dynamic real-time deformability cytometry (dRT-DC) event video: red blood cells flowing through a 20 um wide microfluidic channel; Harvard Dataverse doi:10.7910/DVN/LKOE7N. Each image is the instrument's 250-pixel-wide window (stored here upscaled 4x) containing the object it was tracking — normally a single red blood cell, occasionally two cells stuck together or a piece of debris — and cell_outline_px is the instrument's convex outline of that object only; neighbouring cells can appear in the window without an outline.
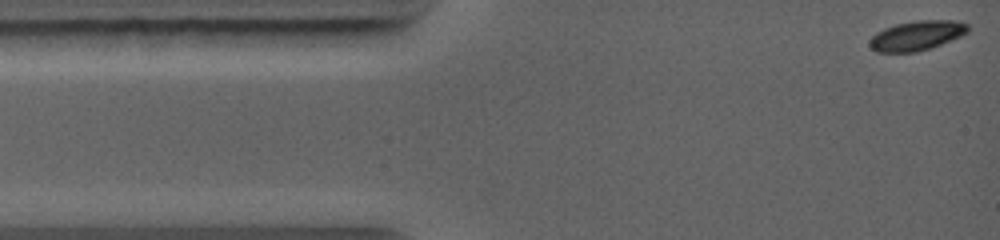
{"species": "common noctule bat (a hibernating species)", "species_latin": "Nyctalus noctula", "temperature_condition": "warm", "stored_images_in_passage": 38, "camera_frame_rate_fps": 5000, "um_per_image_px": 0.085, "animal": {"sex": "female", "body_mass_g": 19.0, "forearm_length_mm": 56.7}, "frame": {"image": 1, "passage_image": 1, "time_ms": 0.0, "image_size_px": [1000, 240], "cell_outline_px": [[968, 32], [960, 36], [932, 48], [916, 52], [876, 52], [868, 44], [868, 40], [876, 32], [884, 28], [896, 24], [916, 20], [952, 20], [968, 24]], "centroid_in_image_um": [77.89, 3.03], "position_along_channel_um": 7.1, "area_um2": 17.05}}
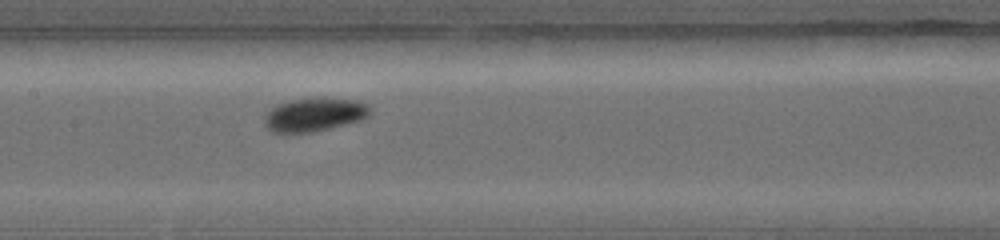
{"frame": {"image": 2, "passage_image": 16, "time_ms": 5.2, "image_size_px": [1000, 240], "cell_outline_px": [[372, 108], [368, 116], [360, 120], [312, 132], [284, 136], [272, 132], [264, 124], [264, 116], [276, 104], [292, 100], [324, 96], [328, 96], [356, 100], [368, 104]], "centroid_in_image_um": [26.69, 9.75], "position_along_channel_um": 180.7, "area_um2": 21.39}}
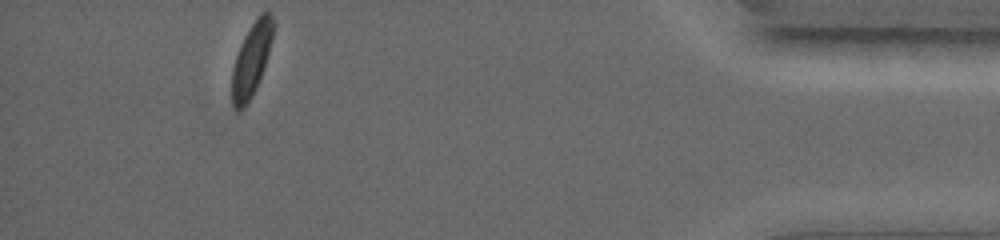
{"frame": {"image": 3, "passage_image": 38, "time_ms": 11.6, "image_size_px": [1000, 240], "cell_outline_px": [[276, 24], [264, 68], [256, 88], [252, 96], [244, 108], [236, 108], [232, 104], [232, 68], [240, 44], [244, 36], [256, 16], [260, 12], [268, 12], [272, 16]], "centroid_in_image_um": [21.39, 5.0], "position_along_channel_um": 413.8, "area_um2": 17.63}}